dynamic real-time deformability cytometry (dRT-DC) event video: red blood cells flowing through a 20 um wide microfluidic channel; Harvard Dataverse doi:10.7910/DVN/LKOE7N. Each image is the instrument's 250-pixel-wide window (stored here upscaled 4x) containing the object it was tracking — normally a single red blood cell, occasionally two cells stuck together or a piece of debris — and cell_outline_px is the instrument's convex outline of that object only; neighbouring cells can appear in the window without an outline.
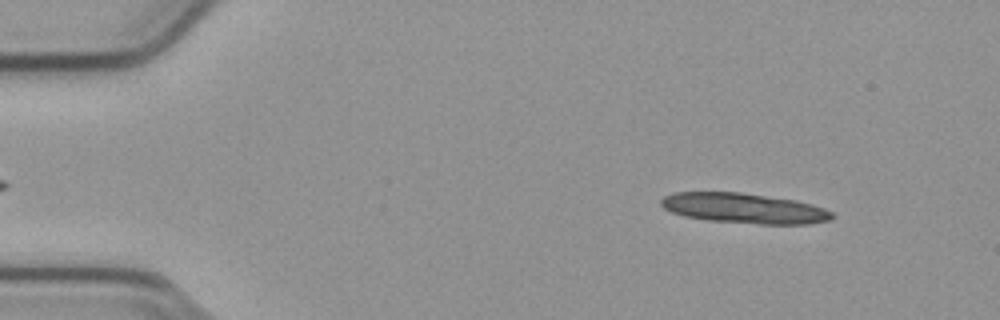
{"species": "common noctule bat (a hibernating species)", "species_latin": "Nyctalus noctula", "temperature_condition": "cold", "stored_images_in_passage": 15, "camera_frame_rate_fps": 3000, "um_per_image_px": 0.085, "animal": {"sex": "male", "body_mass_g": 23.1, "forearm_length_mm": 52.7}, "frame": {"image": 1, "passage_image": 6, "time_ms": 1.667, "image_size_px": [1000, 320], "cell_outline_px": [[836, 216], [832, 220], [808, 224], [760, 224], [708, 220], [684, 216], [672, 212], [664, 208], [660, 204], [660, 200], [664, 196], [672, 192], [740, 192], [796, 200], [812, 204], [824, 208], [832, 212]], "centroid_in_image_um": [63.27, 17.7], "position_along_channel_um": 21.7, "area_um2": 30.23}}